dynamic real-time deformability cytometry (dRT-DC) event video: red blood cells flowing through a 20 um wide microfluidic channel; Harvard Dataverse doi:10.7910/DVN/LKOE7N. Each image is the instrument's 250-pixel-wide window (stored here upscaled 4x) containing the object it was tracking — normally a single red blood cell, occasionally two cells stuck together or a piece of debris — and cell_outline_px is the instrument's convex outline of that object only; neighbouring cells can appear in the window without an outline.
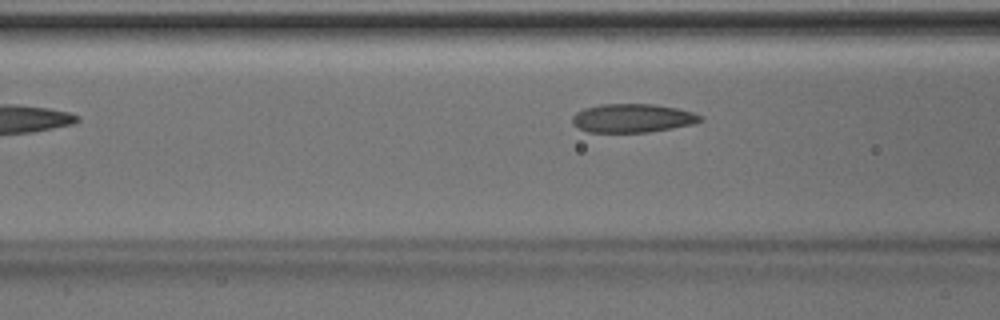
{"species": "Egyptian fruit bat (a non-hibernating species)", "species_latin": "Rousettus aegyptiacus", "temperature_condition": "room temperature", "stored_images_in_passage": 8, "camera_frame_rate_fps": 3000, "um_per_image_px": 0.085, "animal": {"sex": "male"}, "frame": {"image": 1, "passage_image": 7, "time_ms": 2.0, "image_size_px": [1000, 320], "cell_outline_px": [[700, 120], [692, 124], [672, 128], [648, 132], [588, 132], [572, 124], [572, 116], [576, 112], [584, 108], [600, 104], [656, 104], [676, 108], [692, 112], [700, 116]], "centroid_in_image_um": [53.71, 10.04], "position_along_channel_um": 112.9, "area_um2": 21.21}}